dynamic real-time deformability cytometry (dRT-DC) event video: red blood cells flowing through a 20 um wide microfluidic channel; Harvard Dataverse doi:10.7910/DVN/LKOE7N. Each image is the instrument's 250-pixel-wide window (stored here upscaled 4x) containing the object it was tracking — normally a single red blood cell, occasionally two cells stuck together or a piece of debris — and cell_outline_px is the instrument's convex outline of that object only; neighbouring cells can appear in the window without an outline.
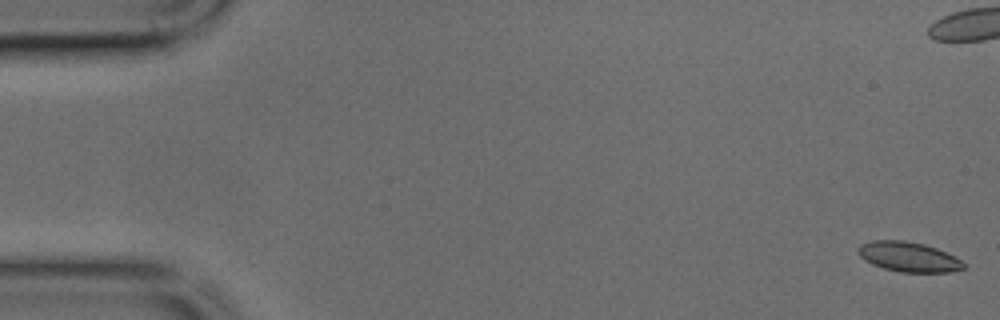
{"species": "common noctule bat (a hibernating species)", "species_latin": "Nyctalus noctula", "temperature_condition": "cold", "stored_images_in_passage": 46, "camera_frame_rate_fps": 3000, "um_per_image_px": 0.085, "animal": {"sex": "male", "body_mass_g": 17.9, "forearm_length_mm": 54.2}, "frame": {"image": 1, "passage_image": 1, "time_ms": 0.0, "image_size_px": [1000, 320], "cell_outline_px": [[964, 268], [952, 272], [900, 272], [884, 268], [872, 264], [864, 260], [856, 252], [856, 248], [860, 244], [872, 240], [904, 240], [924, 244], [936, 248], [956, 256], [964, 264]], "centroid_in_image_um": [77.19, 21.82], "position_along_channel_um": 7.8, "area_um2": 18.5}}